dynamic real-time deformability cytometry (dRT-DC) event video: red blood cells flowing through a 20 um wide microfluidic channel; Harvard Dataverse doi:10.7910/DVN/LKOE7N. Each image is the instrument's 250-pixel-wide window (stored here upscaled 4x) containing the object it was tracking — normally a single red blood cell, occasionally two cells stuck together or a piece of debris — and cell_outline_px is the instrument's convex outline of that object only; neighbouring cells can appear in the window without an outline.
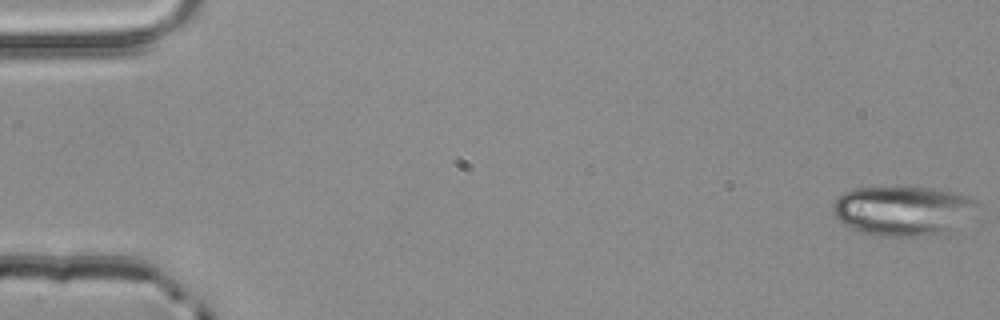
{"species": "common noctule bat (a hibernating species)", "species_latin": "Nyctalus noctula", "temperature_condition": "room temperature", "stored_images_in_passage": 53, "camera_frame_rate_fps": 3000, "um_per_image_px": 0.085, "animal": {"sex": "male", "body_mass_g": 20.4}, "frame": {"image": 1, "passage_image": 1, "time_ms": 0.0, "image_size_px": [1000, 320], "cell_outline_px": [[980, 200], [956, 236], [884, 236], [860, 232], [844, 224], [832, 212], [832, 204], [836, 196], [852, 188], [932, 188], [952, 192], [968, 196]], "centroid_in_image_um": [76.83, 17.95], "position_along_channel_um": 8.2, "area_um2": 42.71}}
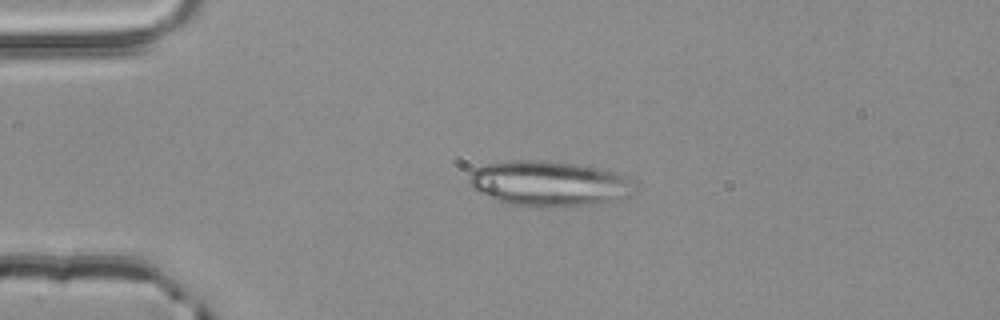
{"frame": {"image": 2, "passage_image": 13, "time_ms": 4.0, "image_size_px": [1000, 320], "cell_outline_px": [[632, 192], [628, 196], [596, 204], [564, 208], [532, 208], [508, 204], [480, 192], [472, 188], [468, 184], [468, 180], [472, 172], [476, 168], [488, 164], [512, 160], [548, 160], [576, 164], [600, 168], [620, 172], [624, 176]], "centroid_in_image_um": [46.62, 15.62], "position_along_channel_um": 38.4, "area_um2": 43.81}}
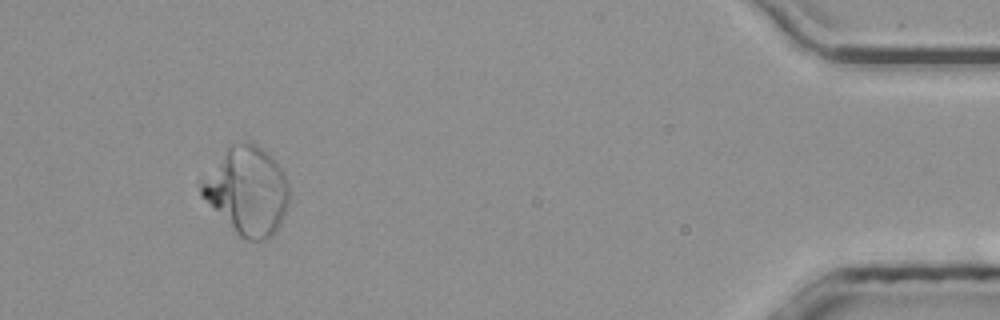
{"frame": {"image": 3, "passage_image": 50, "time_ms": 16.333, "image_size_px": [1000, 320], "cell_outline_px": [[288, 200], [280, 224], [276, 232], [272, 236], [264, 240], [248, 240], [240, 236], [200, 196], [196, 180], [232, 144], [252, 144], [268, 152], [272, 156], [280, 168], [288, 184]], "centroid_in_image_um": [20.94, 16.23], "position_along_channel_um": 414.3, "area_um2": 44.68}}